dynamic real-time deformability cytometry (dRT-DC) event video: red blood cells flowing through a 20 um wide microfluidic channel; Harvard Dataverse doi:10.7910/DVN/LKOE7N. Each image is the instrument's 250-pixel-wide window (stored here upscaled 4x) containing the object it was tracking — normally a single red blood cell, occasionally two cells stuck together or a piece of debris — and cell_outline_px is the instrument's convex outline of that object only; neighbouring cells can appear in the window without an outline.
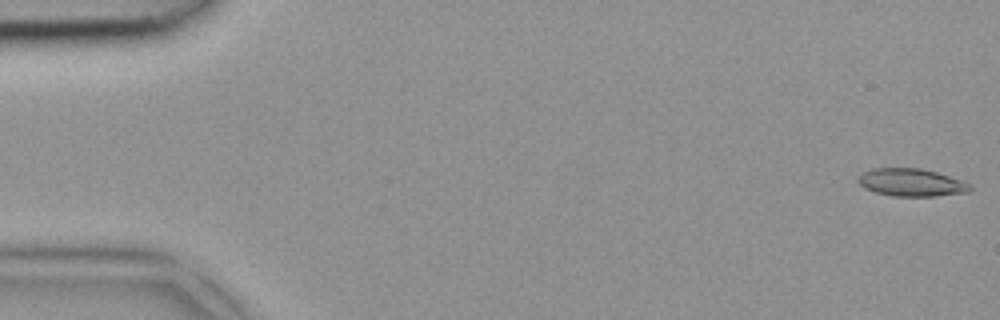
{"species": "common noctule bat (a hibernating species)", "species_latin": "Nyctalus noctula", "temperature_condition": "room temperature", "stored_images_in_passage": 4, "camera_frame_rate_fps": 3000, "um_per_image_px": 0.085, "animal": {"sex": "female", "body_mass_g": 18.4}, "frame": {"image": 1, "passage_image": 1, "time_ms": 0.0, "image_size_px": [1000, 320], "cell_outline_px": [[972, 188], [968, 192], [936, 196], [892, 196], [876, 192], [864, 188], [856, 180], [864, 172], [872, 168], [920, 168], [936, 172], [972, 184]], "centroid_in_image_um": [77.46, 15.51], "position_along_channel_um": 7.5, "area_um2": 17.98}}